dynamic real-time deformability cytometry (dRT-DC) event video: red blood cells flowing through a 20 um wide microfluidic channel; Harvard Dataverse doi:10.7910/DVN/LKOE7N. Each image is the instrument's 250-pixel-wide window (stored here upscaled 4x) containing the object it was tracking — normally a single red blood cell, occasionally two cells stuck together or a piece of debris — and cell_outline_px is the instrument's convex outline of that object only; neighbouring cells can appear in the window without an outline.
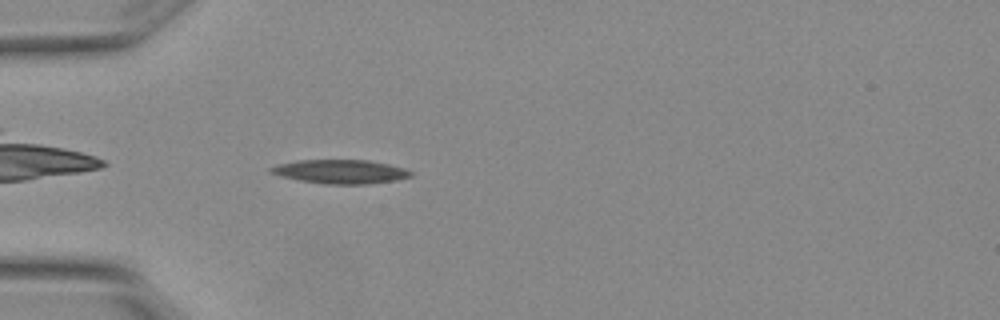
{"species": "Egyptian fruit bat (a non-hibernating species)", "species_latin": "Rousettus aegyptiacus", "temperature_condition": "warm", "stored_images_in_passage": 2, "camera_frame_rate_fps": 3000, "um_per_image_px": 0.085, "animal": {"sex": "female"}, "frame": {"image": 1, "passage_image": 2, "time_ms": 0.333, "image_size_px": [1000, 320], "cell_outline_px": [[412, 176], [396, 180], [368, 184], [324, 184], [300, 180], [280, 176], [268, 172], [268, 168], [276, 164], [300, 160], [368, 160], [388, 164], [404, 168], [412, 172]], "centroid_in_image_um": [28.91, 14.59], "position_along_channel_um": 56.1, "area_um2": 19.54}}